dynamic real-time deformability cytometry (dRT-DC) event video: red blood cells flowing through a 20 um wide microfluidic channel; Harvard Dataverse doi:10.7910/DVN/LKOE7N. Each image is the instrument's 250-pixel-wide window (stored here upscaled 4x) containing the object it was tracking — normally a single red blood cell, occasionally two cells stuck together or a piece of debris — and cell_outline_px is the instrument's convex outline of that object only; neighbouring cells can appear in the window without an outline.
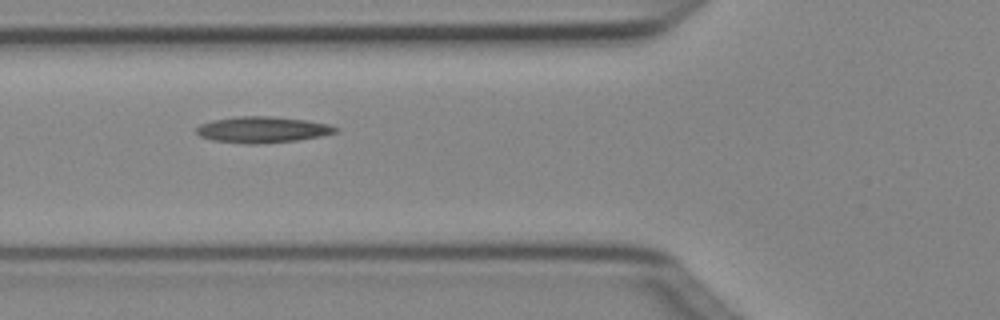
{"species": "Egyptian fruit bat (a non-hibernating species)", "species_latin": "Rousettus aegyptiacus", "temperature_condition": "cold", "stored_images_in_passage": 6, "camera_frame_rate_fps": 3000, "um_per_image_px": 0.085, "animal": {"sex": "female"}, "frame": {"image": 1, "passage_image": 6, "time_ms": 1.667, "image_size_px": [1000, 320], "cell_outline_px": [[340, 132], [324, 136], [296, 140], [256, 144], [244, 144], [212, 140], [200, 136], [196, 132], [196, 128], [200, 124], [212, 120], [236, 116], [272, 116], [304, 120], [328, 124], [340, 128]], "centroid_in_image_um": [22.33, 11.02], "position_along_channel_um": 103.5, "area_um2": 21.39}}